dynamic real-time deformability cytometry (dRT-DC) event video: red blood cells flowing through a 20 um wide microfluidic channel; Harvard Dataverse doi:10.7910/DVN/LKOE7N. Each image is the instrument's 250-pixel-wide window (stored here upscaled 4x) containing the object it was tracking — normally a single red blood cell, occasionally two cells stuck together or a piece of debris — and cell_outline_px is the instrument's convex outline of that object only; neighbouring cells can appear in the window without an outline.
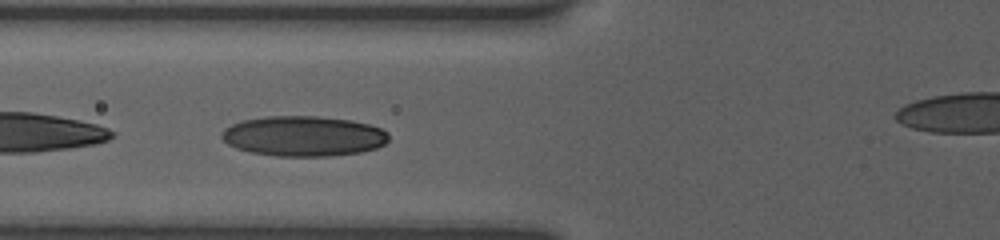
{"species": "human", "species_latin": "Homo sapiens", "temperature_condition": "room temperature", "stored_images_in_passage": 32, "camera_frame_rate_fps": 3000, "um_per_image_px": 0.085, "donor": {"sex": "female"}, "frame": {"image": 1, "passage_image": 3, "time_ms": 0.667, "image_size_px": [1000, 240], "cell_outline_px": [[388, 140], [384, 144], [376, 148], [360, 152], [328, 156], [276, 156], [252, 152], [236, 148], [228, 144], [220, 136], [220, 132], [224, 128], [232, 124], [244, 120], [268, 116], [316, 116], [352, 120], [368, 124], [380, 128], [388, 132]], "centroid_in_image_um": [25.79, 11.56], "position_along_channel_um": 100.0, "area_um2": 39.13}}
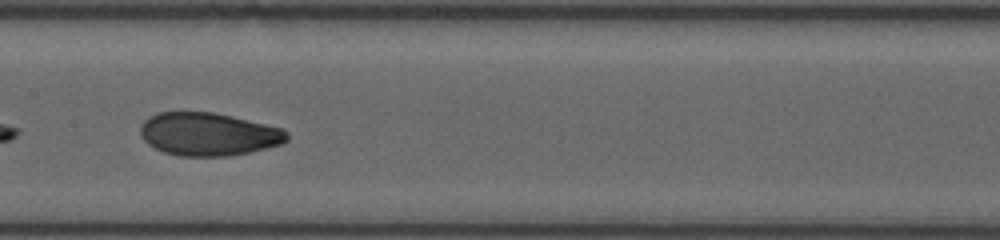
{"frame": {"image": 2, "passage_image": 10, "time_ms": 3.0, "image_size_px": [1000, 240], "cell_outline_px": [[288, 140], [280, 144], [248, 152], [228, 156], [180, 156], [164, 152], [148, 144], [140, 136], [140, 128], [144, 120], [148, 116], [160, 112], [212, 112], [284, 128], [288, 132]], "centroid_in_image_um": [17.7, 11.4], "position_along_channel_um": 189.7, "area_um2": 36.65}}
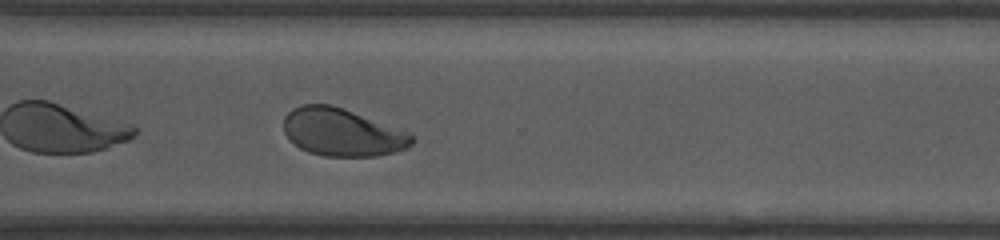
{"frame": {"image": 3, "passage_image": 22, "time_ms": 7.0, "image_size_px": [1000, 240], "cell_outline_px": [[416, 140], [408, 148], [376, 156], [324, 156], [308, 152], [300, 148], [284, 132], [284, 116], [292, 108], [304, 104], [328, 104], [344, 108], [404, 128], [412, 132], [416, 136]], "centroid_in_image_um": [29.18, 11.23], "position_along_channel_um": 341.4, "area_um2": 36.24}}